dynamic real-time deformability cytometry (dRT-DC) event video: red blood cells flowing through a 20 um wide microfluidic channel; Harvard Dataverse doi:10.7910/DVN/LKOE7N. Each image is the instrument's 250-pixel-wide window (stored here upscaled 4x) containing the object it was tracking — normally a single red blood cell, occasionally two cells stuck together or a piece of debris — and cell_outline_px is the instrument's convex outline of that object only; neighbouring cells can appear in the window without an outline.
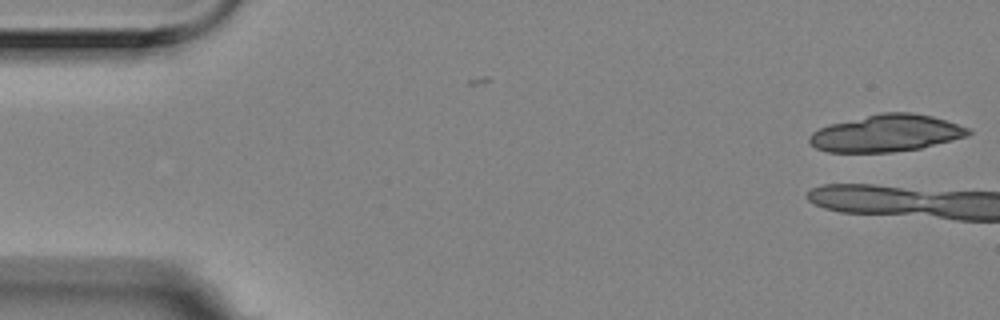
{"species": "Egyptian fruit bat (a non-hibernating species)", "species_latin": "Rousettus aegyptiacus", "temperature_condition": "room temperature", "stored_images_in_passage": 2, "camera_frame_rate_fps": 3000, "um_per_image_px": 0.085, "animal": {"sex": "female"}, "frame": {"image": 1, "passage_image": 2, "time_ms": 0.333, "image_size_px": [1000, 320], "cell_outline_px": [[972, 132], [968, 136], [920, 148], [892, 152], [828, 152], [816, 148], [808, 144], [808, 136], [812, 132], [828, 124], [880, 112], [912, 112], [932, 116], [972, 128]], "centroid_in_image_um": [75.32, 11.31], "position_along_channel_um": 9.7, "area_um2": 34.56}}